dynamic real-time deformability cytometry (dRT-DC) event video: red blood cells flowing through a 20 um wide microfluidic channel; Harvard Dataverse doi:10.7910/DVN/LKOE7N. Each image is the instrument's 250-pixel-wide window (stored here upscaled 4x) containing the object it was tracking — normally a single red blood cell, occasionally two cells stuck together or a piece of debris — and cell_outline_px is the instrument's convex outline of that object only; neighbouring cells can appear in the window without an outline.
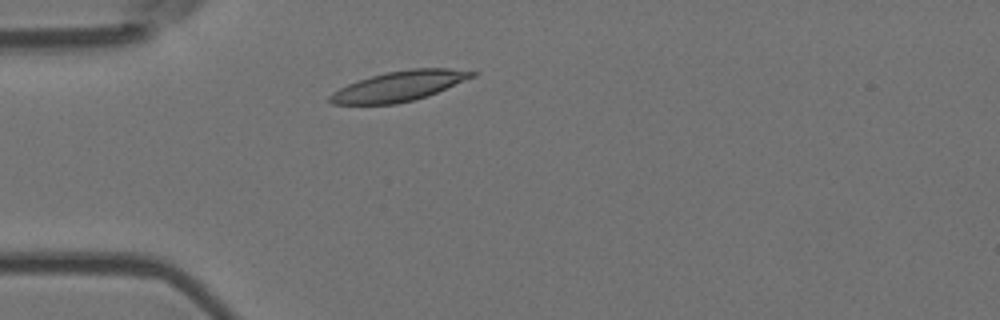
{"species": "Egyptian fruit bat (a non-hibernating species)", "species_latin": "Rousettus aegyptiacus", "temperature_condition": "room temperature", "stored_images_in_passage": 3, "camera_frame_rate_fps": 3000, "um_per_image_px": 0.085, "animal": {"sex": "female"}, "frame": {"image": 1, "passage_image": 2, "time_ms": 0.333, "image_size_px": [1000, 320], "cell_outline_px": [[480, 72], [476, 76], [428, 96], [396, 104], [332, 104], [328, 100], [328, 96], [332, 92], [348, 84], [372, 76], [388, 72], [412, 68], [448, 68]], "centroid_in_image_um": [33.96, 7.32], "position_along_channel_um": 51.0, "area_um2": 24.8}}